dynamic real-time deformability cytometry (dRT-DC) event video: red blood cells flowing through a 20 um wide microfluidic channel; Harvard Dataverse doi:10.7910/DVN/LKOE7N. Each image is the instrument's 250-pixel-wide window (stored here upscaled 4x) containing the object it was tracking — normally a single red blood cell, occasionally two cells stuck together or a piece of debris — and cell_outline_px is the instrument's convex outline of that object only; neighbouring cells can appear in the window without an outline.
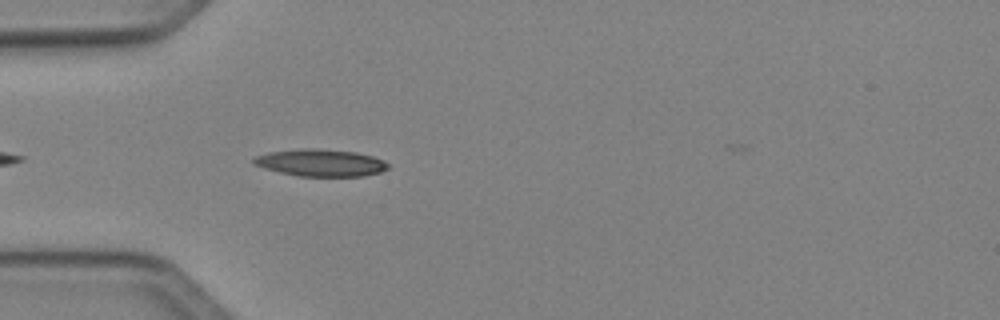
{"species": "Egyptian fruit bat (a non-hibernating species)", "species_latin": "Rousettus aegyptiacus", "temperature_condition": "cold", "stored_images_in_passage": 7, "camera_frame_rate_fps": 3000, "um_per_image_px": 0.085, "animal": {"sex": "female"}, "frame": {"image": 1, "passage_image": 3, "time_ms": 0.667, "image_size_px": [1000, 320], "cell_outline_px": [[388, 168], [380, 172], [364, 176], [300, 176], [280, 172], [264, 168], [252, 164], [252, 160], [256, 156], [268, 152], [300, 148], [316, 148], [356, 152], [372, 156], [384, 160], [388, 164]], "centroid_in_image_um": [27.24, 13.83], "position_along_channel_um": 57.8, "area_um2": 21.27}}